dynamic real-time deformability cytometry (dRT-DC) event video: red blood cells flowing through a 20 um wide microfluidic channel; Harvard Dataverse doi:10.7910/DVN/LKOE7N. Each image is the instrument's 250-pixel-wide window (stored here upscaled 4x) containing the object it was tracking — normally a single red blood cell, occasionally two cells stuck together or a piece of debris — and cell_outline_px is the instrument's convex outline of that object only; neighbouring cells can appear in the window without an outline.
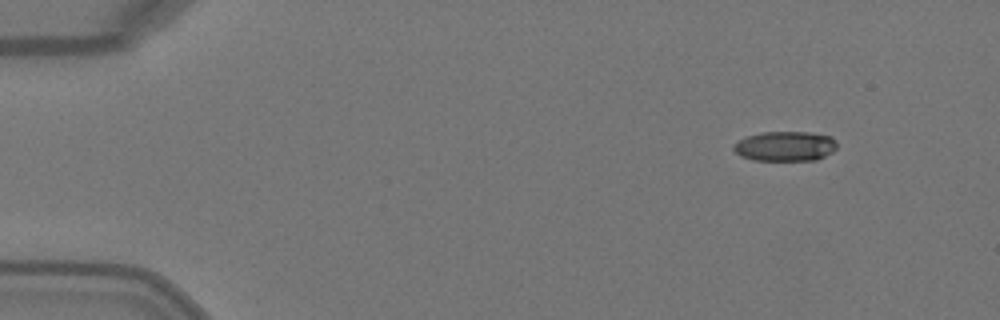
{"species": "Egyptian fruit bat (a non-hibernating species)", "species_latin": "Rousettus aegyptiacus", "temperature_condition": "warm", "stored_images_in_passage": 5, "camera_frame_rate_fps": 3000, "um_per_image_px": 0.085, "animal": {"sex": "female"}, "frame": {"image": 1, "passage_image": 1, "time_ms": 0.0, "image_size_px": [1000, 320], "cell_outline_px": [[836, 148], [832, 152], [816, 160], [752, 160], [740, 156], [732, 148], [732, 144], [748, 136], [760, 132], [808, 132], [832, 136], [836, 140]], "centroid_in_image_um": [66.73, 12.42], "position_along_channel_um": 18.3, "area_um2": 18.03}}
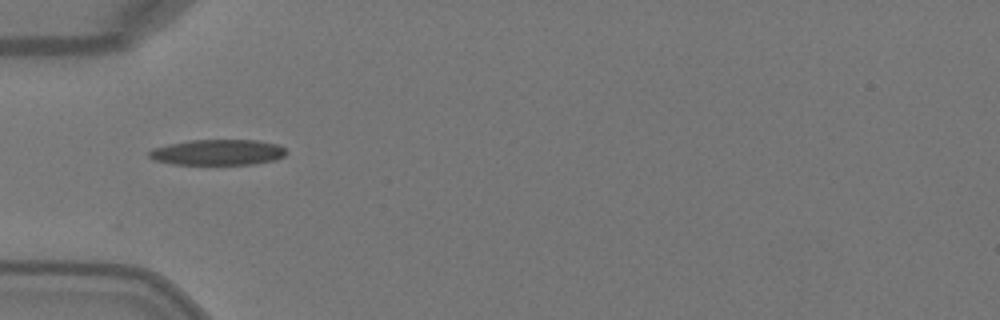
{"frame": {"image": 2, "passage_image": 4, "time_ms": 1.0, "image_size_px": [1000, 320], "cell_outline_px": [[288, 152], [284, 156], [276, 160], [252, 164], [172, 164], [152, 160], [148, 156], [148, 152], [152, 148], [168, 144], [188, 140], [256, 140], [280, 144]], "centroid_in_image_um": [18.5, 12.94], "position_along_channel_um": 66.5, "area_um2": 20.75}}
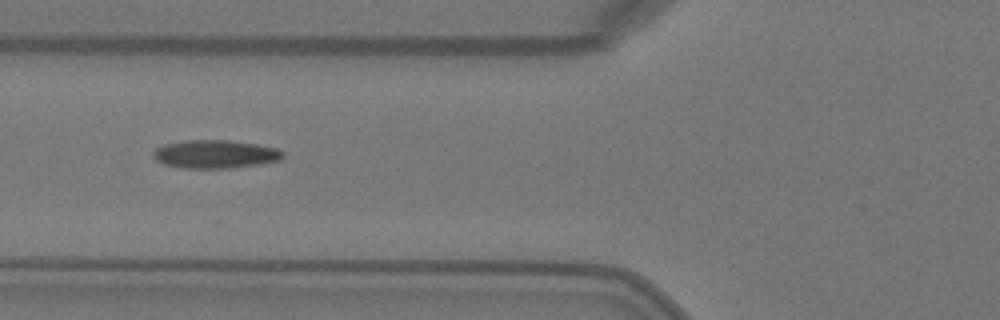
{"frame": {"image": 3, "passage_image": 5, "time_ms": 1.333, "image_size_px": [1000, 320], "cell_outline_px": [[284, 156], [280, 160], [260, 164], [232, 168], [184, 168], [164, 164], [156, 160], [152, 156], [152, 152], [156, 148], [164, 144], [184, 140], [228, 140], [256, 144], [276, 148], [284, 152]], "centroid_in_image_um": [18.28, 13.1], "position_along_channel_um": 107.5, "area_um2": 21.44}}